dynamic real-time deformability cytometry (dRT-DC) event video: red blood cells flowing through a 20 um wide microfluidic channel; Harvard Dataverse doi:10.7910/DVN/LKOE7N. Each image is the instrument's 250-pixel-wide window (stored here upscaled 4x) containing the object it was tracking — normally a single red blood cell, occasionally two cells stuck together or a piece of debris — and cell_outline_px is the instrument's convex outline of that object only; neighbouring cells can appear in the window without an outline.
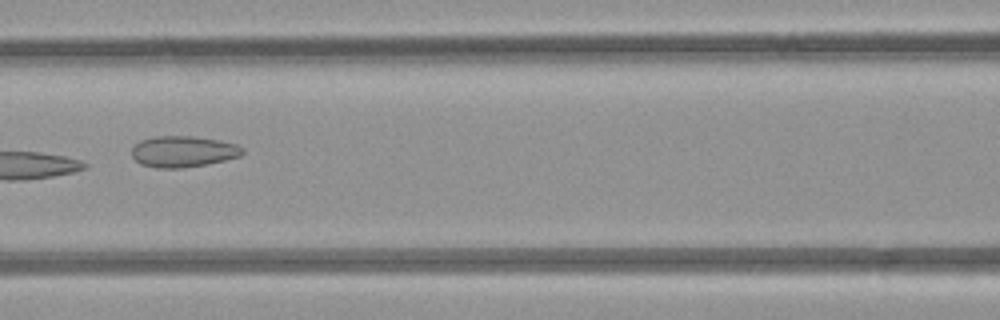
{"species": "common noctule bat (a hibernating species)", "species_latin": "Nyctalus noctula", "temperature_condition": "room temperature", "stored_images_in_passage": 5, "camera_frame_rate_fps": 3000, "um_per_image_px": 0.085, "animal": {"sex": "female", "body_mass_g": 21.9}, "frame": {"image": 1, "passage_image": 5, "time_ms": 5.667, "image_size_px": [1000, 320], "cell_outline_px": [[244, 152], [240, 156], [224, 160], [204, 164], [180, 168], [156, 168], [140, 164], [132, 156], [132, 148], [140, 140], [156, 136], [192, 136], [220, 140], [236, 144], [244, 148]], "centroid_in_image_um": [15.56, 12.87], "position_along_channel_um": 151.0, "area_um2": 20.06}}